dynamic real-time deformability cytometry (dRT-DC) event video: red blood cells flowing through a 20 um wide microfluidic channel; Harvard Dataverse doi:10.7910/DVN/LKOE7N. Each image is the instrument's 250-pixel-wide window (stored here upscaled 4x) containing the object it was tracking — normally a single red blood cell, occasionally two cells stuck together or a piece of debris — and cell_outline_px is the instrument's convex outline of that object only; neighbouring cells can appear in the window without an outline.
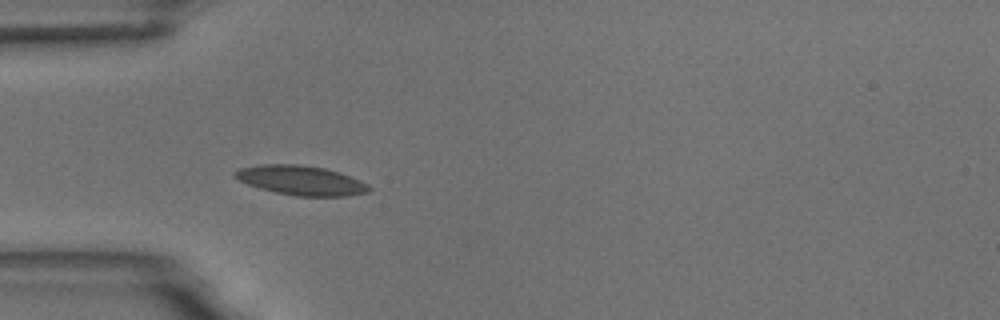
{"species": "common noctule bat (a hibernating species)", "species_latin": "Nyctalus noctula", "temperature_condition": "room temperature", "stored_images_in_passage": 6, "camera_frame_rate_fps": 3000, "um_per_image_px": 0.085, "animal": {"sex": "male", "body_mass_g": 18.8}, "frame": {"image": 1, "passage_image": 6, "time_ms": 6.333, "image_size_px": [1000, 320], "cell_outline_px": [[372, 188], [368, 192], [348, 196], [296, 196], [276, 192], [260, 188], [248, 184], [232, 176], [232, 172], [236, 168], [260, 164], [300, 164], [324, 168], [340, 172], [360, 180], [368, 184]], "centroid_in_image_um": [25.56, 15.32], "position_along_channel_um": 59.4, "area_um2": 23.24}}